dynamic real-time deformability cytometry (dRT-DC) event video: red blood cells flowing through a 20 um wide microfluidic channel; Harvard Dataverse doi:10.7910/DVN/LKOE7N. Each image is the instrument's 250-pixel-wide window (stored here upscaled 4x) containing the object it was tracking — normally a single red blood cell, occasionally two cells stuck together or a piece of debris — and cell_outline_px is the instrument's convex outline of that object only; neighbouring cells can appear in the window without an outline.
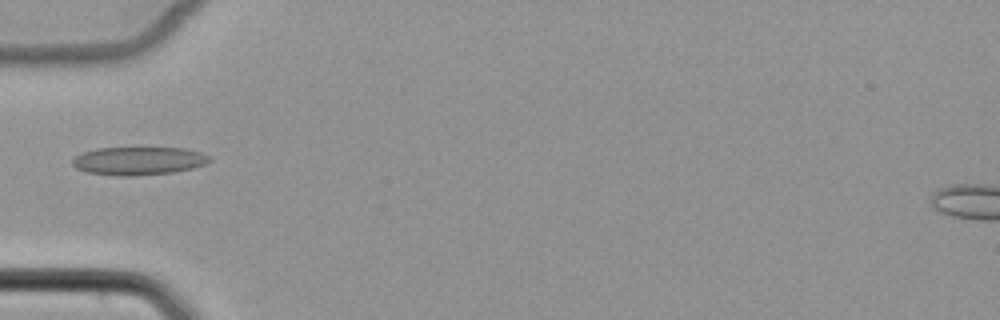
{"species": "common noctule bat (a hibernating species)", "species_latin": "Nyctalus noctula", "temperature_condition": "cold", "stored_images_in_passage": 5, "camera_frame_rate_fps": 3000, "um_per_image_px": 0.085, "animal": {"sex": "female", "body_mass_g": 22.7, "forearm_length_mm": 54.2}, "frame": {"image": 1, "passage_image": 5, "time_ms": 4.667, "image_size_px": [1000, 320], "cell_outline_px": [[212, 160], [204, 164], [192, 168], [172, 172], [132, 176], [120, 176], [88, 172], [76, 168], [72, 164], [72, 160], [76, 156], [84, 152], [96, 148], [184, 148], [200, 152], [208, 156]], "centroid_in_image_um": [11.77, 13.67], "position_along_channel_um": 73.2, "area_um2": 22.25}}